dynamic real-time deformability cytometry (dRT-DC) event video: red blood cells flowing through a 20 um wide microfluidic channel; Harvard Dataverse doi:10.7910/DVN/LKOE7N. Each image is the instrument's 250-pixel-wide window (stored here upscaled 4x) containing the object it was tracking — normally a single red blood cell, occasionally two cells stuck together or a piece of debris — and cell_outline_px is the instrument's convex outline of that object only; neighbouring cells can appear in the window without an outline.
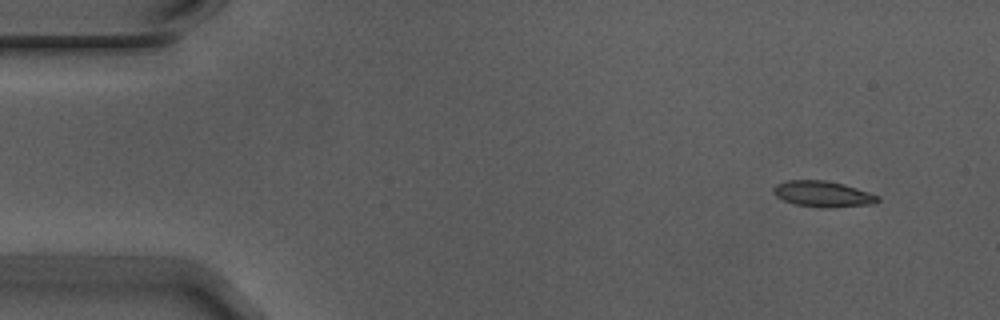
{"species": "Egyptian fruit bat (a non-hibernating species)", "species_latin": "Rousettus aegyptiacus", "temperature_condition": "warm", "stored_images_in_passage": 4, "camera_frame_rate_fps": 3000, "um_per_image_px": 0.085, "animal": {"sex": "male"}, "frame": {"image": 1, "passage_image": 1, "time_ms": 0.0, "image_size_px": [1000, 320], "cell_outline_px": [[880, 200], [876, 204], [796, 204], [784, 200], [776, 196], [772, 192], [772, 188], [776, 184], [788, 180], [824, 180], [844, 184], [880, 196]], "centroid_in_image_um": [69.89, 16.41], "position_along_channel_um": 15.1, "area_um2": 14.62}}
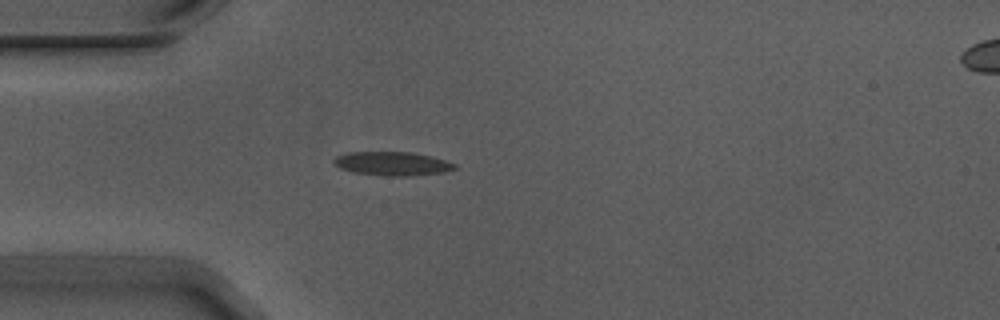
{"frame": {"image": 2, "passage_image": 4, "time_ms": 1.0, "image_size_px": [1000, 320], "cell_outline_px": [[456, 168], [444, 172], [404, 176], [392, 176], [356, 172], [340, 168], [332, 160], [336, 156], [348, 152], [412, 152], [432, 156], [456, 164]], "centroid_in_image_um": [33.36, 13.89], "position_along_channel_um": 51.6, "area_um2": 16.47}}